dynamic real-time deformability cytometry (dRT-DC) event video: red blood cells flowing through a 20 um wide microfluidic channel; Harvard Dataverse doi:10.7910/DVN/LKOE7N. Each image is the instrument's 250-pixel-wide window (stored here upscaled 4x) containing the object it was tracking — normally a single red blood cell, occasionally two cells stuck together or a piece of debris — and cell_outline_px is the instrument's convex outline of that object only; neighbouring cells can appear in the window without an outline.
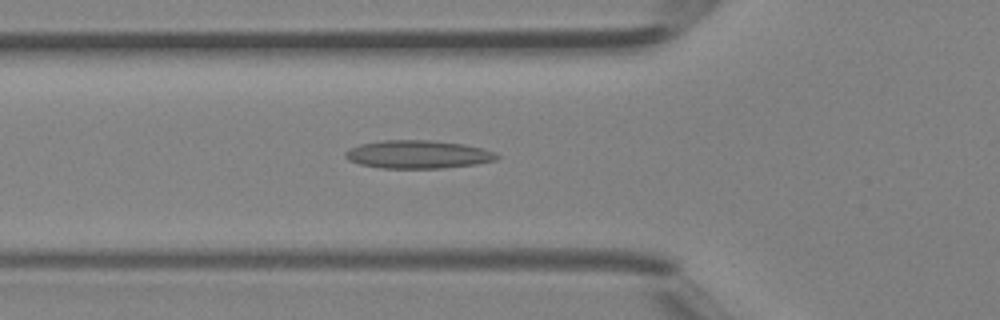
{"species": "Egyptian fruit bat (a non-hibernating species)", "species_latin": "Rousettus aegyptiacus", "temperature_condition": "room temperature", "stored_images_in_passage": 42, "camera_frame_rate_fps": 3000, "um_per_image_px": 0.085, "animal": {"sex": "female"}, "frame": {"image": 1, "passage_image": 15, "time_ms": 4.667, "image_size_px": [1000, 320], "cell_outline_px": [[500, 156], [496, 160], [476, 164], [444, 168], [380, 168], [360, 164], [348, 160], [344, 156], [344, 152], [360, 144], [380, 140], [432, 140], [464, 144], [480, 148], [492, 152]], "centroid_in_image_um": [35.5, 13.12], "position_along_channel_um": 90.3, "area_um2": 24.8}}
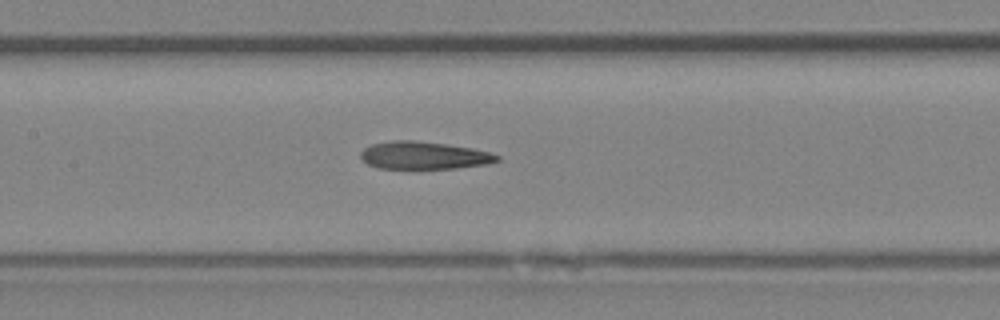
{"frame": {"image": 2, "passage_image": 20, "time_ms": 6.333, "image_size_px": [1000, 320], "cell_outline_px": [[500, 160], [488, 164], [456, 168], [380, 168], [368, 164], [360, 156], [360, 152], [364, 148], [372, 144], [392, 140], [412, 140], [448, 144], [472, 148], [488, 152], [500, 156]], "centroid_in_image_um": [36.04, 13.2], "position_along_channel_um": 171.4, "area_um2": 21.85}}
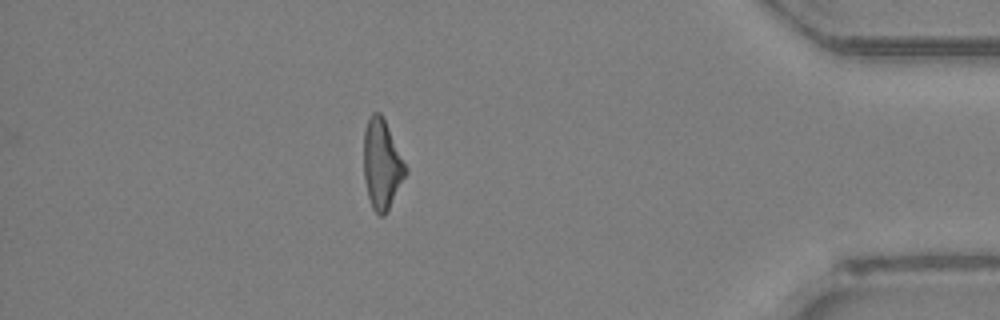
{"frame": {"image": 3, "passage_image": 37, "time_ms": 12.0, "image_size_px": [1000, 320], "cell_outline_px": [[408, 172], [384, 216], [380, 216], [372, 208], [368, 196], [364, 180], [364, 132], [368, 116], [372, 112], [380, 112], [408, 168]], "centroid_in_image_um": [32.45, 13.96], "position_along_channel_um": 402.7, "area_um2": 21.73}}